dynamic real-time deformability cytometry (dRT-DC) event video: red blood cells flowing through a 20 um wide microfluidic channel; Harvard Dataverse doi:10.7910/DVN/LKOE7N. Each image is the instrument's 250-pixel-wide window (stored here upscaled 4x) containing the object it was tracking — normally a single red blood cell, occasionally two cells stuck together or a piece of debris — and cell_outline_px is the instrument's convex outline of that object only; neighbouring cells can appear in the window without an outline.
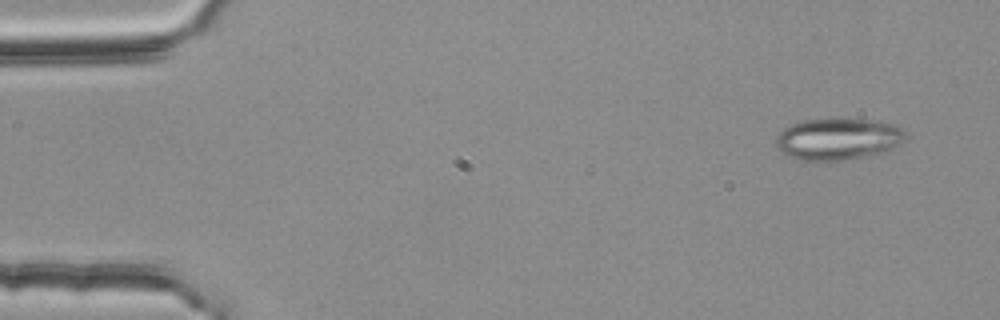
{"species": "common noctule bat (a hibernating species)", "species_latin": "Nyctalus noctula", "temperature_condition": "room temperature", "stored_images_in_passage": 3, "camera_frame_rate_fps": 3000, "um_per_image_px": 0.085, "animal": {"sex": "female", "body_mass_g": 25.1}, "frame": {"image": 1, "passage_image": 1, "time_ms": 0.0, "image_size_px": [1000, 320], "cell_outline_px": [[904, 140], [900, 144], [888, 152], [840, 160], [804, 160], [780, 152], [776, 144], [776, 136], [784, 128], [792, 124], [804, 120], [832, 116], [836, 116], [868, 120], [892, 124], [900, 128], [904, 132]], "centroid_in_image_um": [71.22, 11.78], "position_along_channel_um": 13.8, "area_um2": 31.79}}